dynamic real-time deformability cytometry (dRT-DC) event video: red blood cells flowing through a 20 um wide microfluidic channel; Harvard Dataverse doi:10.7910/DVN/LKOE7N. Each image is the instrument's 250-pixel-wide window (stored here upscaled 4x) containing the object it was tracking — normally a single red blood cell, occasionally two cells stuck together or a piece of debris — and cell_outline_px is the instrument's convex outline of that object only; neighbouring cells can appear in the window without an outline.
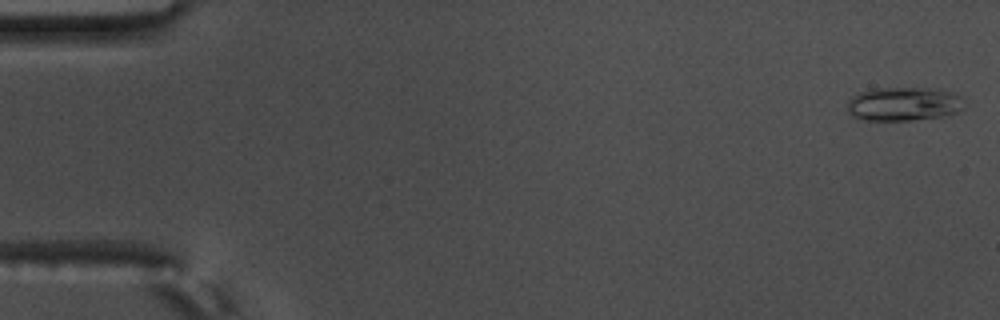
{"species": "common noctule bat (a hibernating species)", "species_latin": "Nyctalus noctula", "temperature_condition": "warm", "stored_images_in_passage": 14, "camera_frame_rate_fps": 3000, "um_per_image_px": 0.085, "animal": {"sex": "male", "body_mass_g": 17.5, "forearm_length_mm": 52.3}, "frame": {"image": 1, "passage_image": 1, "time_ms": 0.0, "image_size_px": [1000, 320], "cell_outline_px": [[964, 108], [948, 116], [912, 120], [868, 120], [852, 116], [848, 112], [848, 100], [852, 96], [860, 92], [876, 88], [936, 88], [960, 96]], "centroid_in_image_um": [76.81, 8.84], "position_along_channel_um": 8.2, "area_um2": 23.0}}